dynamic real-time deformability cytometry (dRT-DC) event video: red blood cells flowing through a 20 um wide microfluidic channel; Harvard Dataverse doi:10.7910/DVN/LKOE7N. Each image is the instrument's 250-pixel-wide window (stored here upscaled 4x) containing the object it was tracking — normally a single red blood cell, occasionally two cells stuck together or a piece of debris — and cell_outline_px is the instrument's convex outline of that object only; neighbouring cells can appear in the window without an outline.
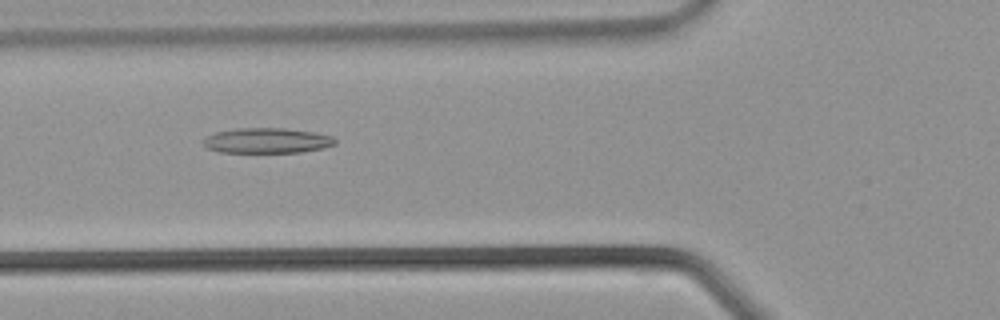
{"species": "common noctule bat (a hibernating species)", "species_latin": "Nyctalus noctula", "temperature_condition": "warm", "stored_images_in_passage": 36, "camera_frame_rate_fps": 3000, "um_per_image_px": 0.085, "animal": {"sex": "male", "body_mass_g": 21.5, "forearm_length_mm": 52.0}, "frame": {"image": 1, "passage_image": 13, "time_ms": 4.0, "image_size_px": [1000, 320], "cell_outline_px": [[336, 144], [324, 148], [300, 152], [220, 152], [208, 148], [204, 144], [204, 140], [208, 136], [216, 132], [236, 128], [284, 128], [312, 132], [332, 136], [336, 140]], "centroid_in_image_um": [22.72, 11.95], "position_along_channel_um": 103.1, "area_um2": 19.19}}
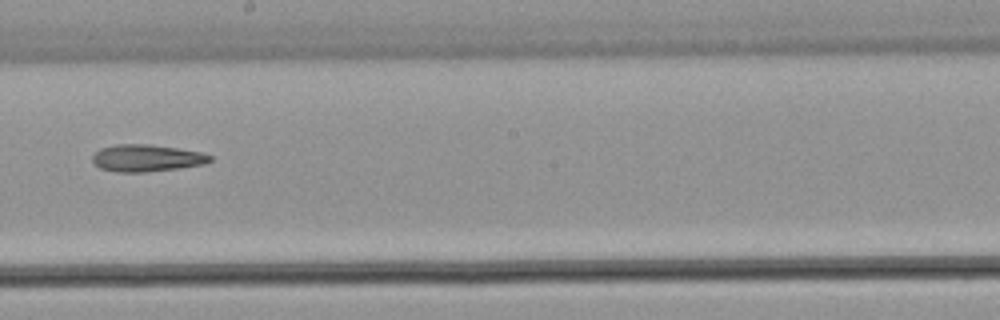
{"frame": {"image": 2, "passage_image": 20, "time_ms": 6.333, "image_size_px": [1000, 320], "cell_outline_px": [[212, 160], [204, 164], [180, 168], [144, 172], [116, 172], [100, 168], [92, 160], [92, 156], [100, 148], [116, 144], [152, 144], [200, 152], [212, 156]], "centroid_in_image_um": [12.45, 13.43], "position_along_channel_um": 235.7, "area_um2": 18.5}}
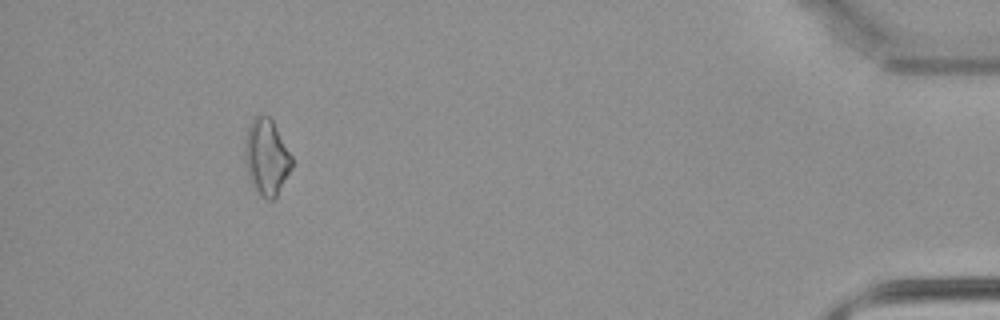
{"frame": {"image": 3, "passage_image": 33, "time_ms": 10.667, "image_size_px": [1000, 320], "cell_outline_px": [[292, 168], [276, 196], [272, 200], [268, 200], [252, 184], [248, 176], [244, 156], [244, 152], [248, 128], [252, 120], [260, 112], [268, 116], [272, 120], [292, 156]], "centroid_in_image_um": [22.66, 13.32], "position_along_channel_um": 412.5, "area_um2": 20.46}}